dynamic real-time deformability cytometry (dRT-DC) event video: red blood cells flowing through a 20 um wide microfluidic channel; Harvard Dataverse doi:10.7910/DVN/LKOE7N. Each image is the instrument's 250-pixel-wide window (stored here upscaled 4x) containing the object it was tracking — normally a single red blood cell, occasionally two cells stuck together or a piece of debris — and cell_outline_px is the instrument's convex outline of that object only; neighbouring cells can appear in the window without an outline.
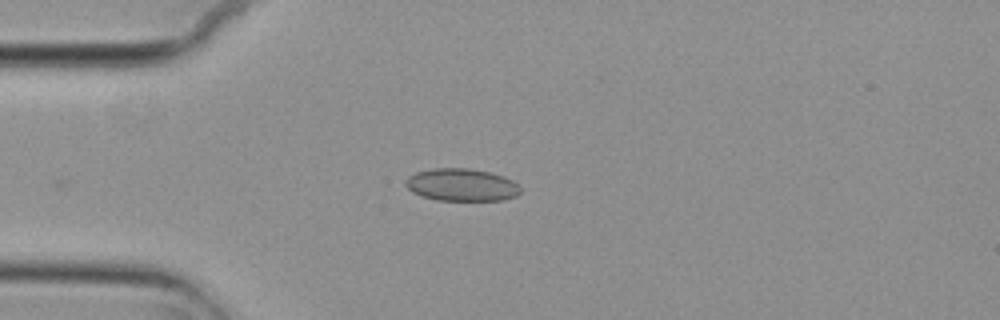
{"species": "common noctule bat (a hibernating species)", "species_latin": "Nyctalus noctula", "temperature_condition": "cold", "stored_images_in_passage": 3, "camera_frame_rate_fps": 3000, "um_per_image_px": 0.085, "animal": {"sex": "female", "body_mass_g": 29.2, "forearm_length_mm": 56.3}, "frame": {"image": 1, "passage_image": 3, "time_ms": 0.667, "image_size_px": [1000, 320], "cell_outline_px": [[520, 192], [516, 196], [504, 200], [436, 200], [412, 192], [404, 184], [404, 180], [408, 176], [416, 172], [432, 168], [468, 168], [488, 172], [504, 176], [512, 180], [520, 188]], "centroid_in_image_um": [39.21, 15.71], "position_along_channel_um": 45.8, "area_um2": 21.73}}